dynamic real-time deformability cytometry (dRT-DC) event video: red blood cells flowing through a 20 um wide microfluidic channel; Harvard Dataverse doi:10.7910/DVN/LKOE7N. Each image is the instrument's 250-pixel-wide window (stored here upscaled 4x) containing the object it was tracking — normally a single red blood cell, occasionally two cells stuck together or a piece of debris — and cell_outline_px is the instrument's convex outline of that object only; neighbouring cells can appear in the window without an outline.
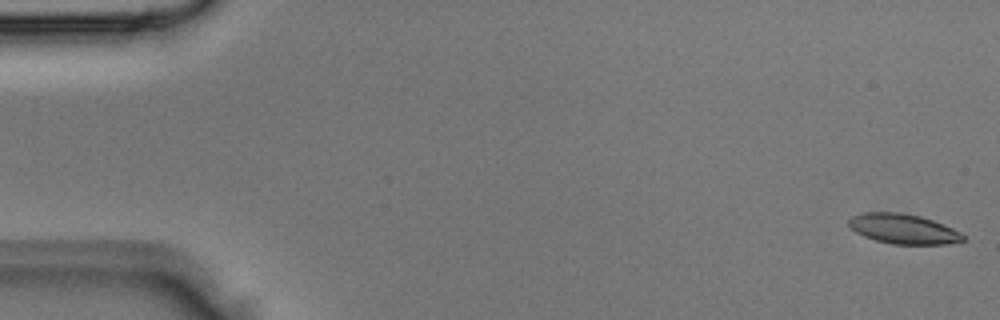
{"species": "Egyptian fruit bat (a non-hibernating species)", "species_latin": "Rousettus aegyptiacus", "temperature_condition": "room temperature", "stored_images_in_passage": 5, "segment_of_instrument_passage": [1, 2], "camera_frame_rate_fps": 3000, "um_per_image_px": 0.085, "animal": {"sex": "male"}, "frame": {"image": 1, "passage_image": 1, "time_ms": 0.0, "image_size_px": [1000, 320], "cell_outline_px": [[968, 236], [964, 240], [944, 244], [892, 244], [876, 240], [864, 236], [856, 232], [848, 224], [848, 220], [852, 216], [864, 212], [900, 212], [920, 216], [932, 220], [952, 228]], "centroid_in_image_um": [76.78, 19.45], "position_along_channel_um": 8.2, "area_um2": 19.83}}
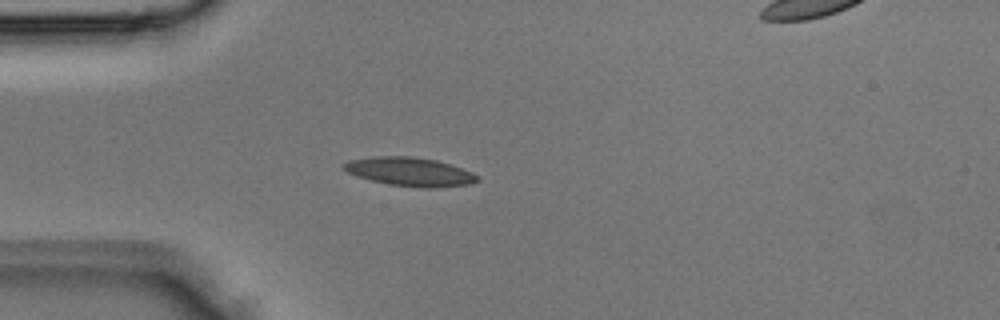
{"frame": {"image": 2, "passage_image": 4, "time_ms": 1.0, "image_size_px": [1000, 320], "cell_outline_px": [[480, 180], [472, 184], [436, 188], [424, 188], [388, 184], [356, 176], [340, 168], [348, 160], [372, 156], [412, 156], [436, 160], [472, 172], [480, 176]], "centroid_in_image_um": [34.84, 14.6], "position_along_channel_um": 50.2, "area_um2": 22.48}}